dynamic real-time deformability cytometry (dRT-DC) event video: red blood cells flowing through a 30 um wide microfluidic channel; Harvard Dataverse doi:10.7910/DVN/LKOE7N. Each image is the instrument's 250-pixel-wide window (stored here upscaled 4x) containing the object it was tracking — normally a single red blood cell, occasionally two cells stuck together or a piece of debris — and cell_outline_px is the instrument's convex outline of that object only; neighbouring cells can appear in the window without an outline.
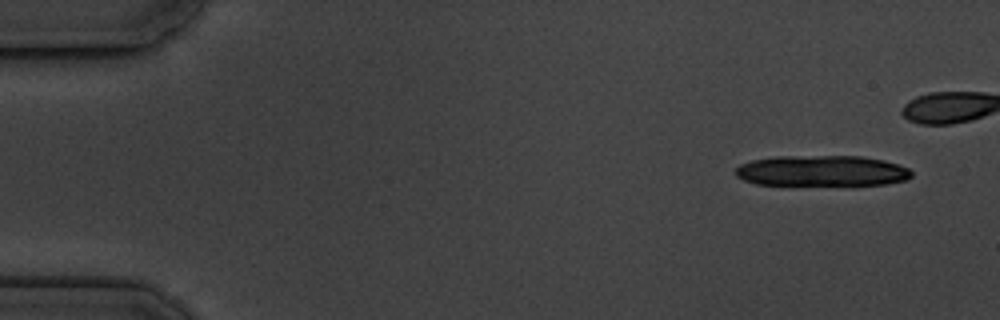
{"species": "common noctule bat (a hibernating species)", "species_latin": "Nyctalus noctula", "temperature_condition": "cold", "stored_images_in_passage": 8, "segment_of_instrument_passage": [1, 2], "camera_frame_rate_fps": 3000, "um_per_image_px": 0.085, "animal": {"sex": "male", "body_mass_g": 19.5, "forearm_length_mm": 54.6}, "frame": {"image": 1, "passage_image": 1, "time_ms": 0.0, "image_size_px": [1000, 320], "cell_outline_px": [[912, 176], [908, 180], [888, 184], [756, 184], [744, 180], [736, 176], [736, 168], [740, 164], [752, 160], [776, 156], [860, 156], [884, 160], [908, 168], [912, 172]], "centroid_in_image_um": [69.87, 14.51], "position_along_channel_um": 15.1, "area_um2": 31.33}}
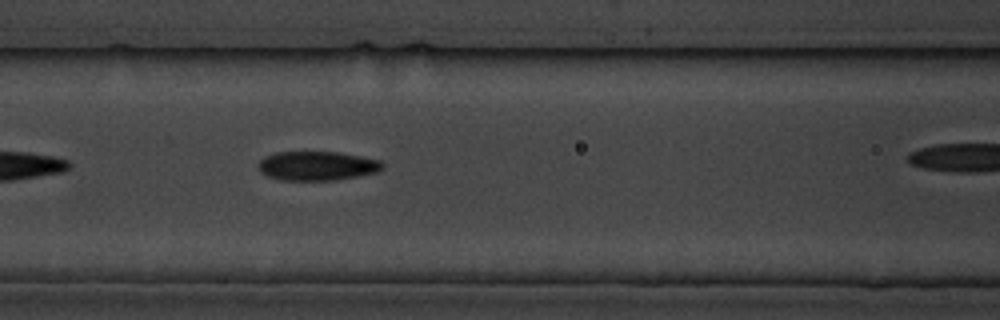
{"frame": {"image": 2, "passage_image": 7, "time_ms": 7.0, "image_size_px": [1000, 320], "cell_outline_px": [[384, 168], [376, 172], [356, 176], [332, 180], [280, 180], [268, 176], [260, 172], [256, 164], [264, 156], [276, 152], [336, 152], [360, 156], [380, 160], [384, 164]], "centroid_in_image_um": [26.91, 14.09], "position_along_channel_um": 139.7, "area_um2": 21.1}}